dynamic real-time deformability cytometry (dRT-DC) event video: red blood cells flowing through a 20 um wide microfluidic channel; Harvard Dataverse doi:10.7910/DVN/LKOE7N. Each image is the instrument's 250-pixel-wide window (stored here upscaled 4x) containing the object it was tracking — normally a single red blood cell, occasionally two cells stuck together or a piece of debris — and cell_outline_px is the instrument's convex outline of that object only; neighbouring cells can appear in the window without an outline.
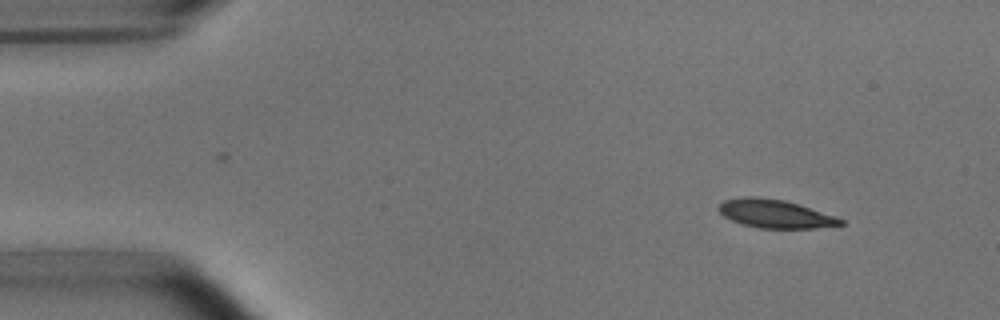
{"species": "common noctule bat (a hibernating species)", "species_latin": "Nyctalus noctula", "temperature_condition": "room temperature", "stored_images_in_passage": 4, "camera_frame_rate_fps": 3000, "um_per_image_px": 0.085, "animal": {"sex": "male", "body_mass_g": 15.6}, "frame": {"image": 1, "passage_image": 1, "time_ms": 0.0, "image_size_px": [1000, 320], "cell_outline_px": [[844, 224], [812, 228], [760, 228], [744, 224], [732, 220], [724, 216], [716, 208], [724, 200], [744, 196], [752, 196], [784, 200], [836, 216], [844, 220]], "centroid_in_image_um": [65.87, 18.16], "position_along_channel_um": 19.1, "area_um2": 19.88}}
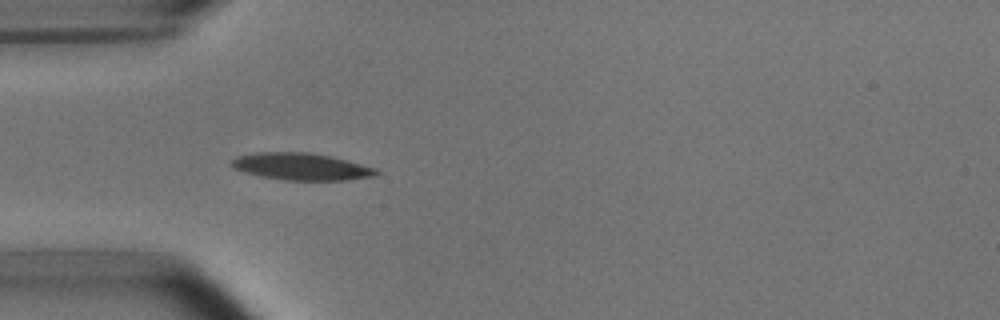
{"frame": {"image": 2, "passage_image": 4, "time_ms": 3.333, "image_size_px": [1000, 320], "cell_outline_px": [[380, 172], [376, 176], [348, 180], [284, 180], [260, 176], [244, 172], [232, 168], [228, 164], [236, 156], [260, 152], [308, 152], [332, 156], [376, 168]], "centroid_in_image_um": [25.6, 14.16], "position_along_channel_um": 59.4, "area_um2": 23.0}}